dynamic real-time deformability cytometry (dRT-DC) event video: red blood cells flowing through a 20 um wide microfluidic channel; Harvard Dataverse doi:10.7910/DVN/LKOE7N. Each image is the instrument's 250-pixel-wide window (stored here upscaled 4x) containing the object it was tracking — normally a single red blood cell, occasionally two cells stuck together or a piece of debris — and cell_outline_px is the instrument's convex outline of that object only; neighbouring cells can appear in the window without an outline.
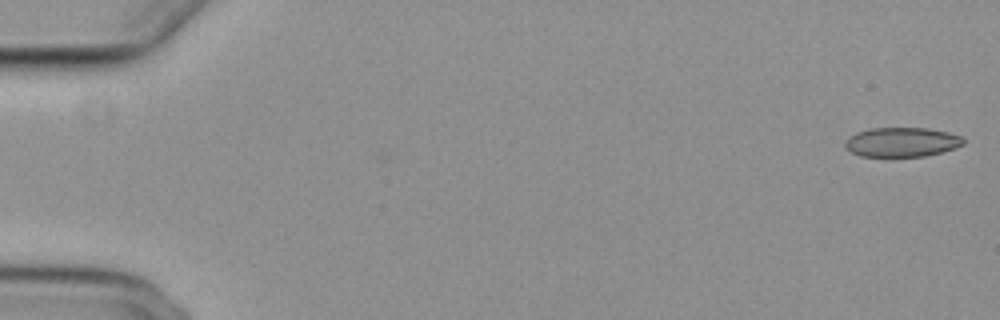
{"species": "common noctule bat (a hibernating species)", "species_latin": "Nyctalus noctula", "temperature_condition": "cold", "stored_images_in_passage": 16, "camera_frame_rate_fps": 3000, "um_per_image_px": 0.085, "animal": {"sex": "female", "body_mass_g": 29.2, "forearm_length_mm": 56.3}, "frame": {"image": 1, "passage_image": 1, "time_ms": 0.0, "image_size_px": [1000, 320], "cell_outline_px": [[964, 144], [956, 148], [924, 156], [860, 156], [852, 152], [844, 144], [844, 140], [848, 136], [856, 132], [868, 128], [928, 128], [948, 132], [964, 136]], "centroid_in_image_um": [76.66, 12.06], "position_along_channel_um": 8.3, "area_um2": 20.4}}
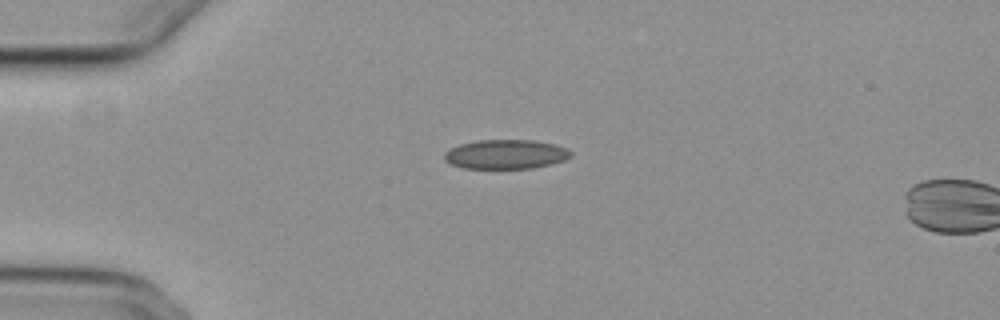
{"frame": {"image": 2, "passage_image": 14, "time_ms": 4.333, "image_size_px": [1000, 320], "cell_outline_px": [[572, 156], [564, 160], [552, 164], [532, 168], [464, 168], [448, 164], [444, 160], [444, 152], [460, 144], [476, 140], [532, 140], [556, 144], [568, 148], [572, 152]], "centroid_in_image_um": [43.0, 13.11], "position_along_channel_um": 42.0, "area_um2": 21.79}}